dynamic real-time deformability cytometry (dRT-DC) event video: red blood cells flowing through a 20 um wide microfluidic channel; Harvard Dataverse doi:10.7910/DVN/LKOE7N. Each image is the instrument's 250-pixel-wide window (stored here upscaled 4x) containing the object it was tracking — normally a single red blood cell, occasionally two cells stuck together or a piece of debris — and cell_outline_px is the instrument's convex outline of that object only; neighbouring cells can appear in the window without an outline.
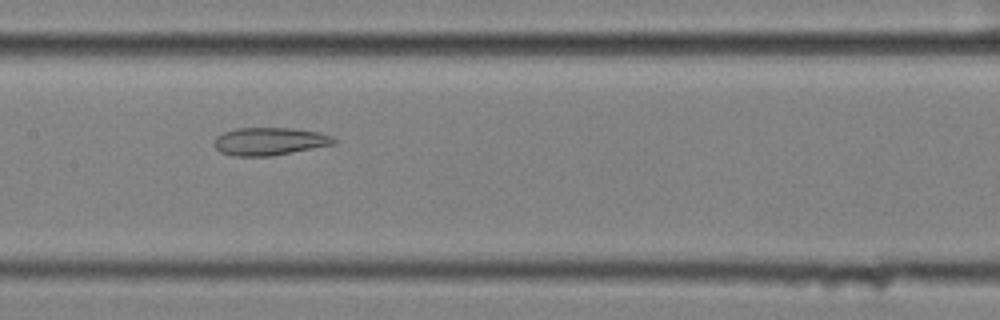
{"species": "common noctule bat (a hibernating species)", "species_latin": "Nyctalus noctula", "temperature_condition": "cold", "stored_images_in_passage": 58, "camera_frame_rate_fps": 3000, "um_per_image_px": 0.085, "animal": {"sex": "female", "body_mass_g": 25.1}, "frame": {"image": 1, "passage_image": 29, "time_ms": 9.333, "image_size_px": [1000, 320], "cell_outline_px": [[336, 144], [272, 156], [232, 156], [220, 152], [212, 144], [212, 140], [216, 136], [224, 132], [236, 128], [292, 128], [320, 132], [332, 136], [336, 140]], "centroid_in_image_um": [22.89, 12.02], "position_along_channel_um": 184.5, "area_um2": 19.65}}
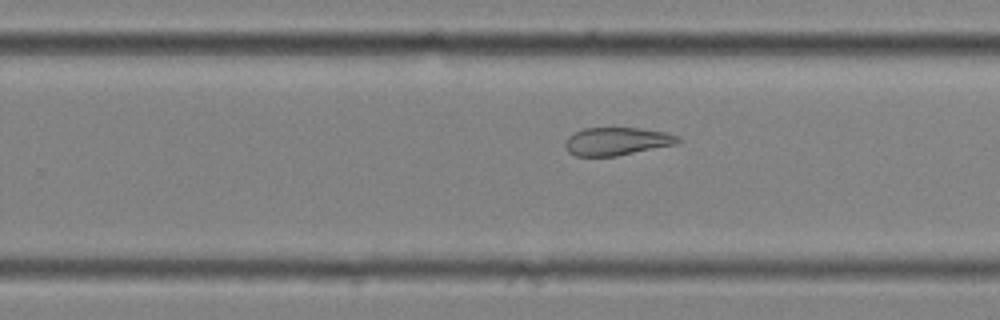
{"frame": {"image": 2, "passage_image": 37, "time_ms": 12.0, "image_size_px": [1000, 320], "cell_outline_px": [[680, 140], [676, 144], [616, 156], [576, 156], [568, 152], [564, 144], [564, 140], [572, 132], [584, 128], [640, 128], [664, 132], [676, 136]], "centroid_in_image_um": [52.35, 12.01], "position_along_channel_um": 277.5, "area_um2": 18.32}}
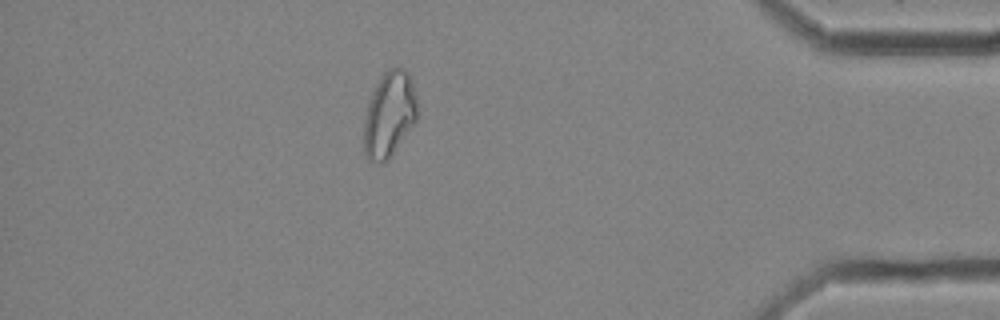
{"frame": {"image": 3, "passage_image": 51, "time_ms": 16.667, "image_size_px": [1000, 320], "cell_outline_px": [[416, 120], [388, 160], [384, 164], [380, 164], [368, 160], [364, 156], [364, 120], [368, 104], [372, 92], [380, 76], [388, 68], [404, 68], [408, 72], [416, 96]], "centroid_in_image_um": [33.06, 9.75], "position_along_channel_um": 402.1, "area_um2": 26.53}, "authors_computed_cell_mechanics": {"area_um2": 26.4435, "velocity_mm_per_s": 3.4882, "shape_relaxation_time_tau1_ms": null, "shape_relaxation_time_tau2_ms": 2.8801, "deformation_change_tau1": null, "deformation_change_tau2": 0.0995}}